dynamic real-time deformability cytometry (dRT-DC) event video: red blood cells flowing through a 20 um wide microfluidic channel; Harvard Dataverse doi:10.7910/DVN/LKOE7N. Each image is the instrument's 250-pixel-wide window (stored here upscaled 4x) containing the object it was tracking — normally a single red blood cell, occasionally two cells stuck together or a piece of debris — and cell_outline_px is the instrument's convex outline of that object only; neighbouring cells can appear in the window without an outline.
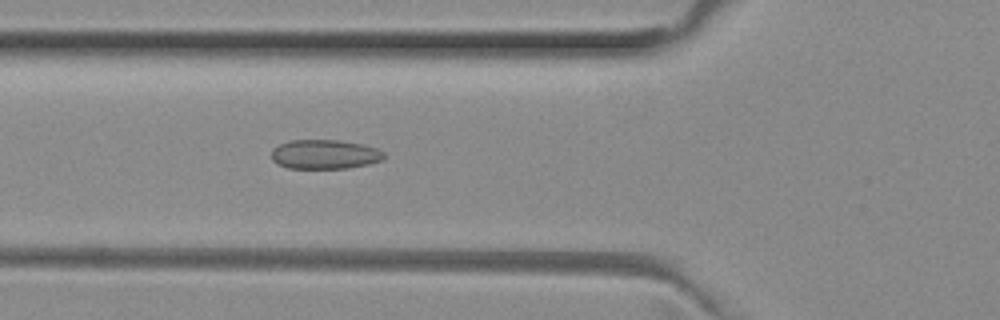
{"species": "common noctule bat (a hibernating species)", "species_latin": "Nyctalus noctula", "temperature_condition": "room temperature", "stored_images_in_passage": 33, "camera_frame_rate_fps": 3000, "um_per_image_px": 0.085, "animal": {"sex": "female", "body_mass_g": 29.2, "forearm_length_mm": 56.3}, "frame": {"image": 1, "passage_image": 7, "time_ms": 2.0, "image_size_px": [1000, 320], "cell_outline_px": [[384, 160], [368, 164], [348, 168], [288, 168], [276, 164], [272, 160], [272, 148], [288, 140], [336, 140], [360, 144], [376, 148], [384, 152]], "centroid_in_image_um": [27.57, 13.12], "position_along_channel_um": 98.2, "area_um2": 19.25}}
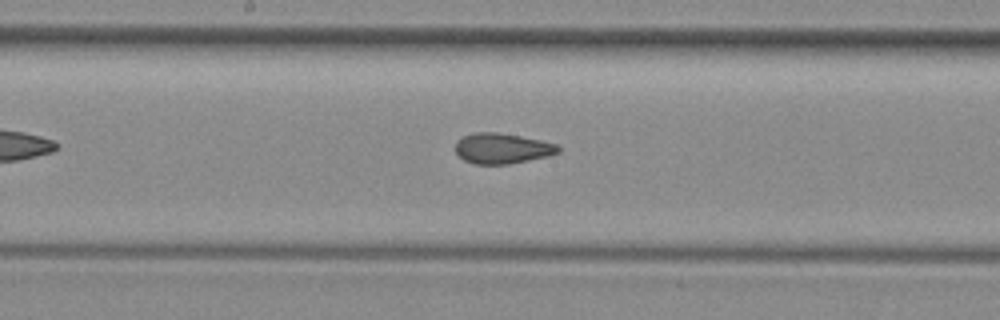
{"frame": {"image": 2, "passage_image": 15, "time_ms": 4.667, "image_size_px": [1000, 320], "cell_outline_px": [[560, 152], [548, 156], [508, 164], [476, 164], [464, 160], [456, 152], [456, 140], [472, 132], [496, 132], [520, 136], [540, 140], [556, 144], [560, 148]], "centroid_in_image_um": [42.67, 12.61], "position_along_channel_um": 205.5, "area_um2": 18.15}}
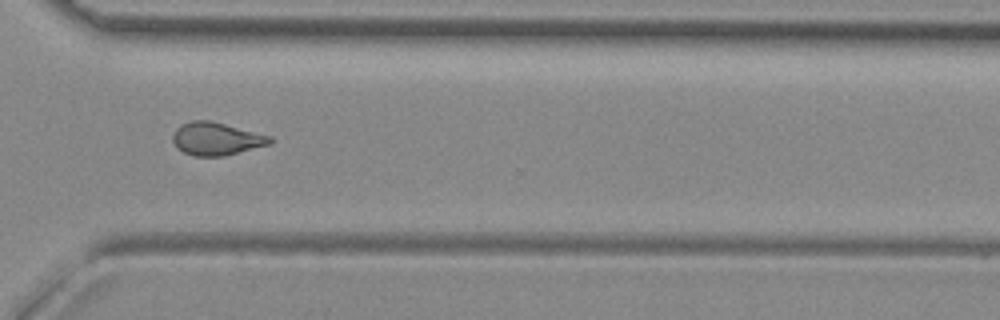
{"frame": {"image": 3, "passage_image": 26, "time_ms": 8.333, "image_size_px": [1000, 320], "cell_outline_px": [[272, 144], [224, 156], [196, 156], [184, 152], [176, 148], [172, 140], [172, 136], [176, 128], [180, 124], [192, 120], [208, 120], [272, 136]], "centroid_in_image_um": [18.38, 11.8], "position_along_channel_um": 352.2, "area_um2": 18.67}, "authors_computed_cell_mechanics": {"area_um2": 18.4382, "velocity_mm_per_s": 4.0016, "shape_relaxation_time_tau1_ms": null, "shape_relaxation_time_tau2_ms": 1.6932, "deformation_change_tau1": null, "deformation_change_tau2": 0.0954}}